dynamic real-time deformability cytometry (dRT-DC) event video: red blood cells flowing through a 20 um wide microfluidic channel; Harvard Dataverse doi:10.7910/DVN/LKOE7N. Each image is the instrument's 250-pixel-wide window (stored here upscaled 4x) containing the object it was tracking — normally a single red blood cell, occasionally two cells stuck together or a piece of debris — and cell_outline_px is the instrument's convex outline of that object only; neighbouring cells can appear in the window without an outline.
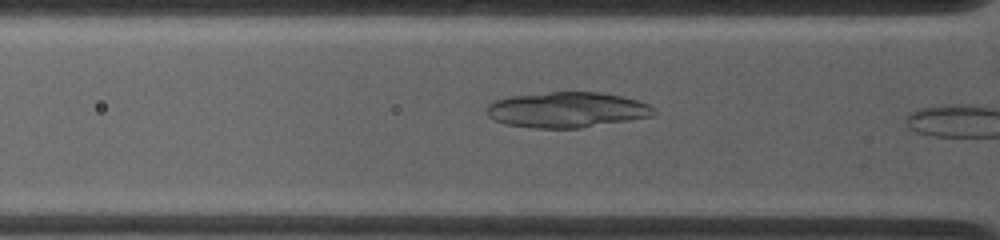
{"species": "common noctule bat (a hibernating species)", "species_latin": "Nyctalus noctula", "temperature_condition": "warm", "stored_images_in_passage": 5, "camera_frame_rate_fps": 4500, "um_per_image_px": 0.085, "animal": {"sex": "female", "body_mass_g": 19.0, "forearm_length_mm": 53.3}, "frame": {"image": 1, "passage_image": 3, "time_ms": 0.444, "image_size_px": [1000, 240], "cell_outline_px": [[656, 112], [652, 116], [580, 128], [532, 128], [504, 124], [488, 116], [488, 104], [496, 100], [508, 96], [548, 92], [600, 92], [620, 96], [636, 100], [648, 104], [656, 108]], "centroid_in_image_um": [48.18, 9.33], "position_along_channel_um": 77.6, "area_um2": 34.51}}